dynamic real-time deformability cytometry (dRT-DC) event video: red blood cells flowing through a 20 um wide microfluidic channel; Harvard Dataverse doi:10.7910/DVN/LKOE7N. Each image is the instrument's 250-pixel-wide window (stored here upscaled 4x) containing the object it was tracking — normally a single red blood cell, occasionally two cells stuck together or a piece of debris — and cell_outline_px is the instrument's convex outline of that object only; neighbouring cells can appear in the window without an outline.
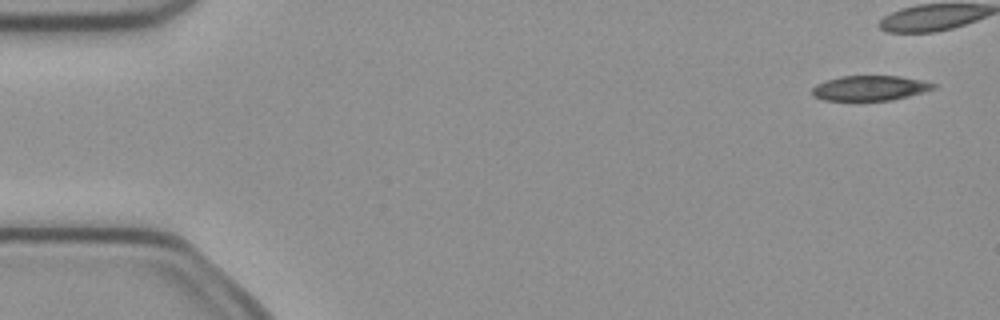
{"species": "common noctule bat (a hibernating species)", "species_latin": "Nyctalus noctula", "temperature_condition": "cold", "stored_images_in_passage": 5, "camera_frame_rate_fps": 3000, "um_per_image_px": 0.085, "animal": {"sex": "female", "body_mass_g": 21.9}, "frame": {"image": 1, "passage_image": 1, "time_ms": 0.0, "image_size_px": [1000, 320], "cell_outline_px": [[936, 88], [924, 92], [892, 100], [824, 100], [812, 96], [812, 88], [816, 84], [840, 76], [900, 76], [920, 80], [936, 84]], "centroid_in_image_um": [73.94, 7.49], "position_along_channel_um": 11.1, "area_um2": 17.57}}